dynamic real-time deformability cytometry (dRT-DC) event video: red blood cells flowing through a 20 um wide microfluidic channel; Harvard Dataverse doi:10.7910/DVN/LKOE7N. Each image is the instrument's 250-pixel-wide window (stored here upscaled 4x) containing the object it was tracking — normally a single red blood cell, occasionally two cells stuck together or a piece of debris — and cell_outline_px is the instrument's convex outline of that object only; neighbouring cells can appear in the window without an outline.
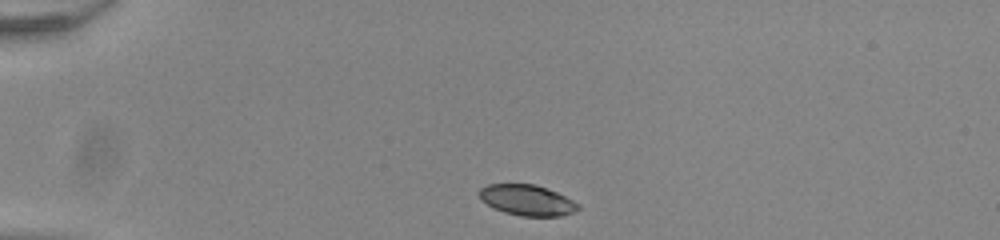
{"species": "common noctule bat (a hibernating species)", "species_latin": "Nyctalus noctula", "temperature_condition": "room temperature", "stored_images_in_passage": 41, "camera_frame_rate_fps": 3000, "um_per_image_px": 0.085, "animal": {"sex": "male", "body_mass_g": 20.0, "forearm_length_mm": 53.3}, "frame": {"image": 1, "passage_image": 1, "time_ms": 0.0, "image_size_px": [1000, 240], "cell_outline_px": [[580, 208], [572, 212], [560, 216], [520, 216], [504, 212], [480, 200], [480, 188], [488, 184], [536, 184], [556, 192], [580, 204]], "centroid_in_image_um": [44.81, 17.01], "position_along_channel_um": 40.2, "area_um2": 17.51}}
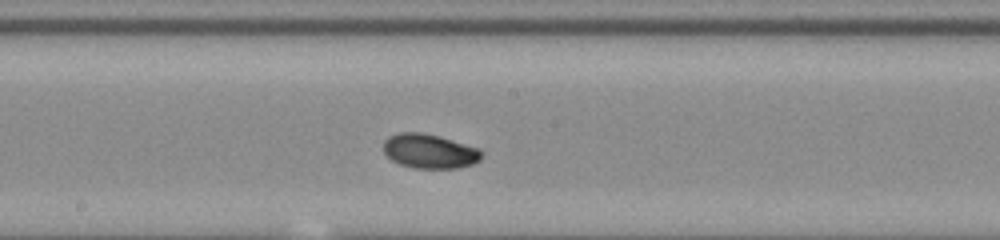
{"frame": {"image": 2, "passage_image": 18, "time_ms": 5.667, "image_size_px": [1000, 240], "cell_outline_px": [[484, 152], [480, 160], [472, 164], [456, 168], [412, 168], [400, 164], [392, 160], [384, 152], [384, 140], [388, 136], [400, 132], [424, 132], [440, 136], [480, 148]], "centroid_in_image_um": [36.53, 12.84], "position_along_channel_um": 211.7, "area_um2": 19.88}}
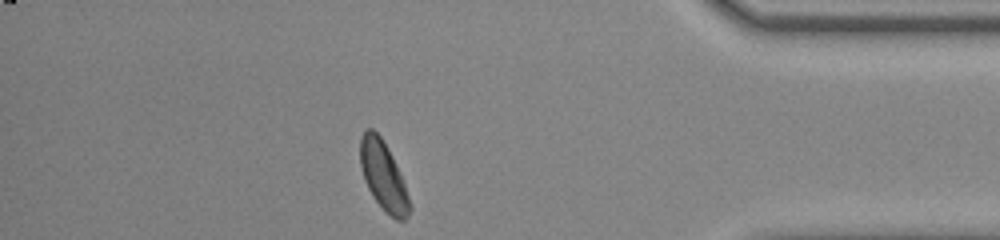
{"frame": {"image": 3, "passage_image": 35, "time_ms": 11.333, "image_size_px": [1000, 240], "cell_outline_px": [[412, 208], [408, 216], [404, 220], [396, 220], [384, 212], [372, 196], [364, 180], [360, 164], [360, 136], [368, 128], [372, 128], [380, 136], [404, 184]], "centroid_in_image_um": [32.56, 15.02], "position_along_channel_um": 402.6, "area_um2": 19.36}, "authors_computed_cell_mechanics": {"area_um2": 19.3052, "velocity_mm_per_s": 3.8979, "shape_relaxation_time_tau1_ms": 2.4876, "shape_relaxation_time_tau2_ms": null, "deformation_change_tau1": 0.1041, "deformation_change_tau2": null}}